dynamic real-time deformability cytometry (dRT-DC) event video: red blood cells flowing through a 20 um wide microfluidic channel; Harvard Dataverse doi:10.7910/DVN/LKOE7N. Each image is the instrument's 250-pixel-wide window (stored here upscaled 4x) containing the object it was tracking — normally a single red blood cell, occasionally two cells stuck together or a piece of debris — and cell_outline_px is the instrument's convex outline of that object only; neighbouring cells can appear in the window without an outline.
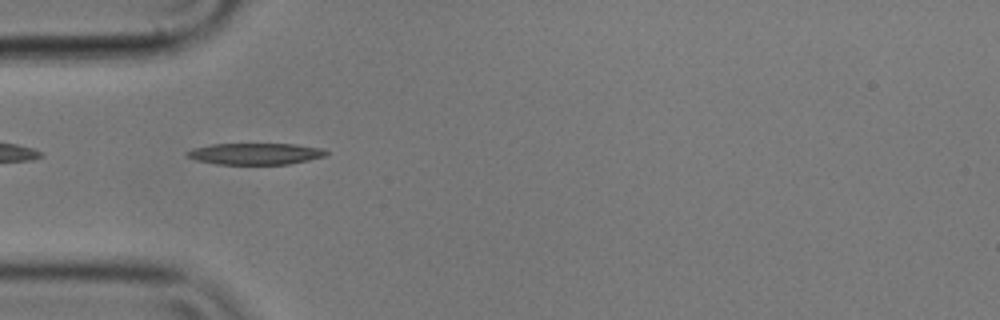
{"species": "common noctule bat (a hibernating species)", "species_latin": "Nyctalus noctula", "temperature_condition": "cold", "stored_images_in_passage": 42, "camera_frame_rate_fps": 3000, "um_per_image_px": 0.085, "animal": {"sex": "male", "body_mass_g": 17.9}, "frame": {"image": 1, "passage_image": 3, "time_ms": 0.667, "image_size_px": [1000, 320], "cell_outline_px": [[328, 156], [288, 164], [216, 164], [196, 160], [184, 156], [184, 152], [192, 148], [212, 144], [296, 144], [324, 148], [328, 152]], "centroid_in_image_um": [21.7, 13.07], "position_along_channel_um": 63.3, "area_um2": 17.63}}
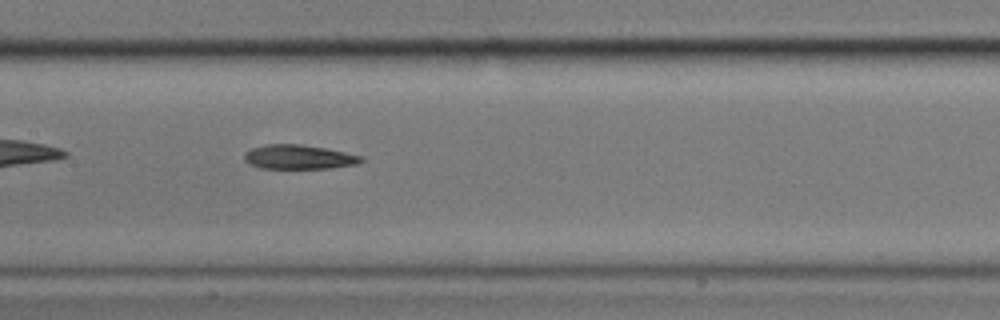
{"frame": {"image": 2, "passage_image": 13, "time_ms": 4.0, "image_size_px": [1000, 320], "cell_outline_px": [[364, 160], [356, 164], [328, 168], [260, 168], [248, 164], [244, 160], [244, 152], [252, 148], [268, 144], [300, 144], [328, 148], [364, 156]], "centroid_in_image_um": [25.4, 13.34], "position_along_channel_um": 182.0, "area_um2": 16.65}}
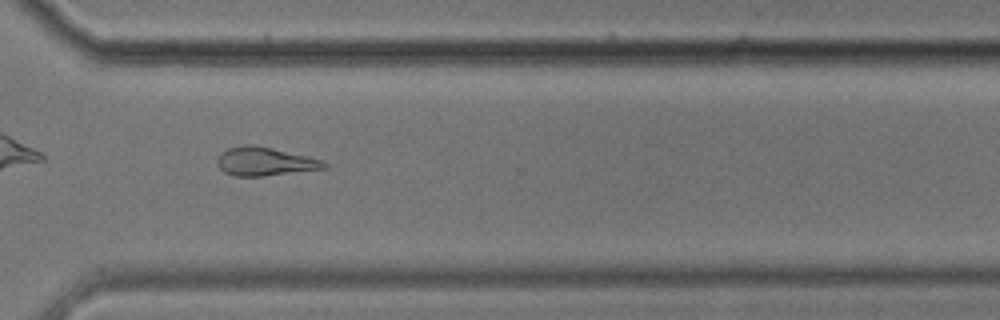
{"frame": {"image": 3, "passage_image": 27, "time_ms": 8.667, "image_size_px": [1000, 320], "cell_outline_px": [[328, 168], [264, 176], [232, 176], [224, 172], [216, 164], [216, 160], [220, 152], [228, 148], [244, 144], [252, 144], [272, 148], [320, 160], [328, 164]], "centroid_in_image_um": [22.44, 13.73], "position_along_channel_um": 348.2, "area_um2": 17.74}, "authors_computed_cell_mechanics": {"area_um2": 17.629, "velocity_mm_per_s": 3.5654, "shape_relaxation_time_tau1_ms": null, "shape_relaxation_time_tau2_ms": 8.4975, "deformation_change_tau1": null, "deformation_change_tau2": 0.2138}}